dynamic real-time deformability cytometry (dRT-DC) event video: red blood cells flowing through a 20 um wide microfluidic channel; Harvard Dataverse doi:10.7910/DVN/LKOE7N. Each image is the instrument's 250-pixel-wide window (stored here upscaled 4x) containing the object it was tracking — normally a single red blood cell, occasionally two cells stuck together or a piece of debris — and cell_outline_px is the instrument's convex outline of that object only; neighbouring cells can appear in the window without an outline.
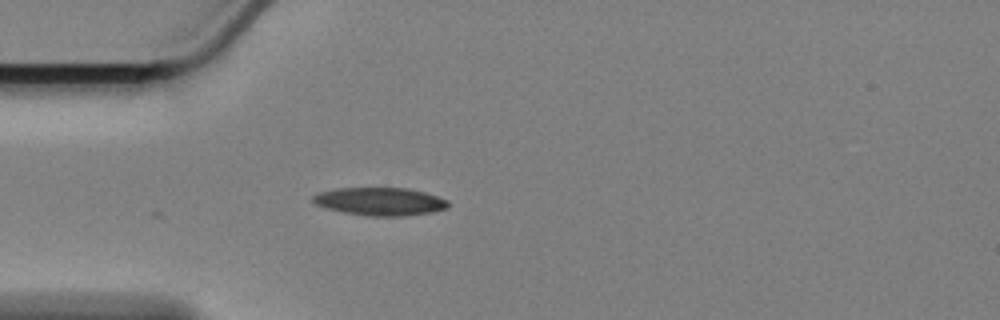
{"species": "Egyptian fruit bat (a non-hibernating species)", "species_latin": "Rousettus aegyptiacus", "temperature_condition": "cold", "stored_images_in_passage": 35, "segment_of_instrument_passage": [1, 2], "camera_frame_rate_fps": 3000, "um_per_image_px": 0.085, "animal": {"sex": "female"}, "frame": {"image": 1, "passage_image": 1, "time_ms": 0.0, "image_size_px": [1000, 320], "cell_outline_px": [[448, 208], [432, 212], [404, 216], [368, 216], [344, 212], [328, 208], [316, 204], [312, 200], [312, 196], [320, 192], [336, 188], [408, 188], [424, 192], [448, 200]], "centroid_in_image_um": [32.32, 17.12], "position_along_channel_um": 52.7, "area_um2": 21.91}}